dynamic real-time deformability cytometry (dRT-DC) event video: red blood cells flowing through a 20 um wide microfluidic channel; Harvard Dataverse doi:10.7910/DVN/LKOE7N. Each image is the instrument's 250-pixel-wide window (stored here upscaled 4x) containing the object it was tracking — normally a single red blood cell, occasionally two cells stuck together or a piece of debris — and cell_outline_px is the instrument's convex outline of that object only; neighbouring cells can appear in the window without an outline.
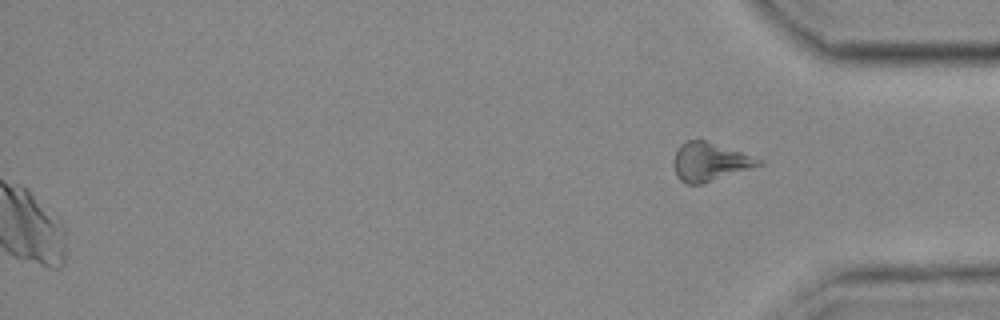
{"species": "common noctule bat (a hibernating species)", "species_latin": "Nyctalus noctula", "temperature_condition": "cold", "stored_images_in_passage": 47, "camera_frame_rate_fps": 3000, "um_per_image_px": 0.085, "animal": {"sex": "female", "body_mass_g": 25.1}, "frame": {"image": 1, "passage_image": 47, "time_ms": 15.333, "image_size_px": [1000, 320], "cell_outline_px": [[764, 164], [704, 184], [688, 184], [680, 180], [676, 176], [672, 164], [672, 160], [676, 148], [684, 140], [704, 140], [764, 160]], "centroid_in_image_um": [60.28, 13.76], "position_along_channel_um": 374.9, "area_um2": 19.25}}